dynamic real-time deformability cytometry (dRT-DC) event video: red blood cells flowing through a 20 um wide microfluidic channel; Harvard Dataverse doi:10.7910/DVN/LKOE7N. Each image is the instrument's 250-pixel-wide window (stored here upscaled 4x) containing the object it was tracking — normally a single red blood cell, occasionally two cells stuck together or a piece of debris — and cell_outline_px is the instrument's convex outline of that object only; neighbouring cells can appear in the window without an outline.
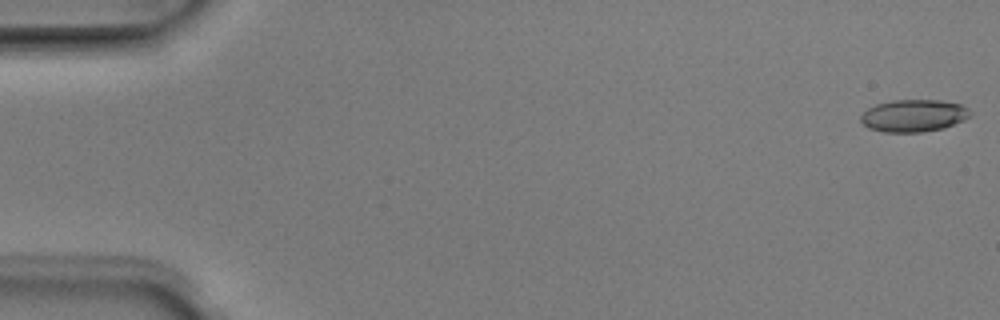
{"species": "Egyptian fruit bat (a non-hibernating species)", "species_latin": "Rousettus aegyptiacus", "temperature_condition": "room temperature", "stored_images_in_passage": 4, "camera_frame_rate_fps": 3000, "um_per_image_px": 0.085, "animal": {"sex": "male"}, "frame": {"image": 1, "passage_image": 1, "time_ms": 0.0, "image_size_px": [1000, 320], "cell_outline_px": [[972, 116], [964, 120], [944, 128], [924, 132], [884, 132], [868, 128], [860, 120], [860, 116], [868, 108], [876, 104], [892, 100], [940, 100], [960, 104], [968, 108], [972, 112]], "centroid_in_image_um": [77.68, 9.83], "position_along_channel_um": 7.3, "area_um2": 20.75}}
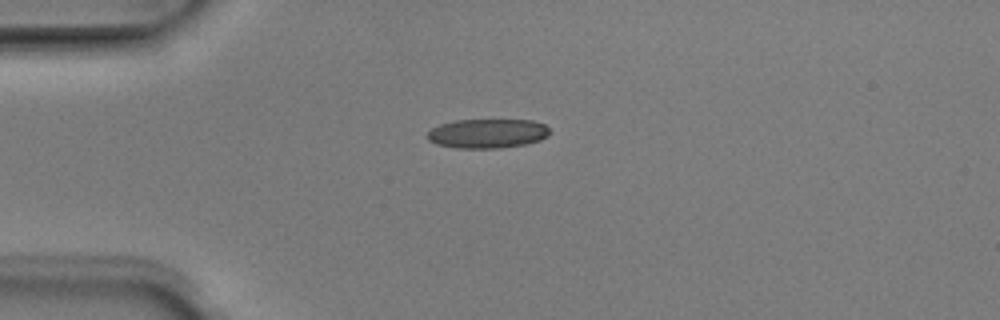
{"frame": {"image": 2, "passage_image": 4, "time_ms": 1.0, "image_size_px": [1000, 320], "cell_outline_px": [[548, 136], [540, 140], [524, 144], [500, 148], [456, 148], [436, 144], [428, 140], [428, 132], [432, 128], [440, 124], [456, 120], [532, 120], [544, 124], [548, 128]], "centroid_in_image_um": [41.42, 11.34], "position_along_channel_um": 43.6, "area_um2": 20.81}}